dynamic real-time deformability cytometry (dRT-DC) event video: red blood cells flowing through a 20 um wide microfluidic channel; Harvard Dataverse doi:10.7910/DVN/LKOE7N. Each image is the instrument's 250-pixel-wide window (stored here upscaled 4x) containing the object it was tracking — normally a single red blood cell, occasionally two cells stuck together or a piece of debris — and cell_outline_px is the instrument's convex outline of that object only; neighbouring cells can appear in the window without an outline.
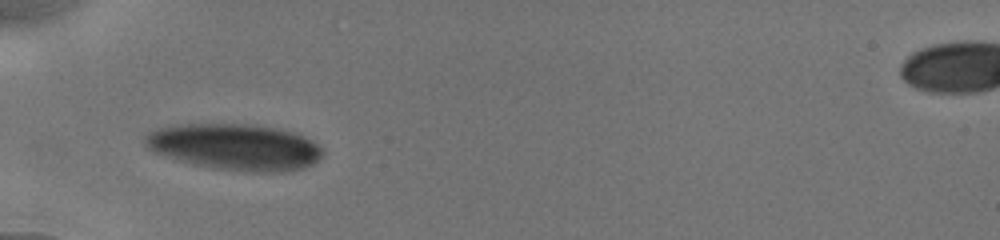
{"species": "human", "species_latin": "Homo sapiens", "temperature_condition": "cold", "stored_images_in_passage": 4, "camera_frame_rate_fps": 3000, "um_per_image_px": 0.085, "donor": {"sex": "male"}, "frame": {"image": 1, "passage_image": 1, "time_ms": 0.0, "image_size_px": [1000, 240], "cell_outline_px": [[324, 152], [312, 164], [300, 168], [284, 172], [252, 172], [212, 168], [180, 160], [156, 152], [148, 148], [144, 144], [144, 136], [148, 132], [156, 128], [184, 124], [252, 124], [292, 132], [304, 136], [312, 140]], "centroid_in_image_um": [19.95, 12.48], "position_along_channel_um": 65.0, "area_um2": 47.45}}
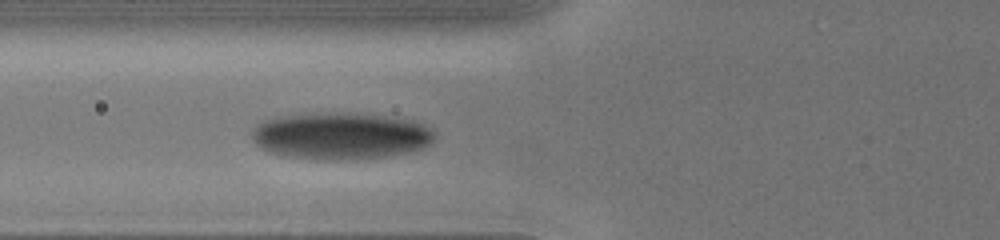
{"frame": {"image": 2, "passage_image": 4, "time_ms": 1.0, "image_size_px": [1000, 240], "cell_outline_px": [[436, 136], [432, 144], [408, 152], [384, 156], [340, 160], [336, 160], [288, 156], [268, 152], [260, 148], [252, 140], [252, 132], [256, 124], [264, 120], [280, 116], [328, 112], [340, 112], [384, 116], [412, 120], [436, 132]], "centroid_in_image_um": [28.94, 11.54], "position_along_channel_um": 96.9, "area_um2": 49.71}}